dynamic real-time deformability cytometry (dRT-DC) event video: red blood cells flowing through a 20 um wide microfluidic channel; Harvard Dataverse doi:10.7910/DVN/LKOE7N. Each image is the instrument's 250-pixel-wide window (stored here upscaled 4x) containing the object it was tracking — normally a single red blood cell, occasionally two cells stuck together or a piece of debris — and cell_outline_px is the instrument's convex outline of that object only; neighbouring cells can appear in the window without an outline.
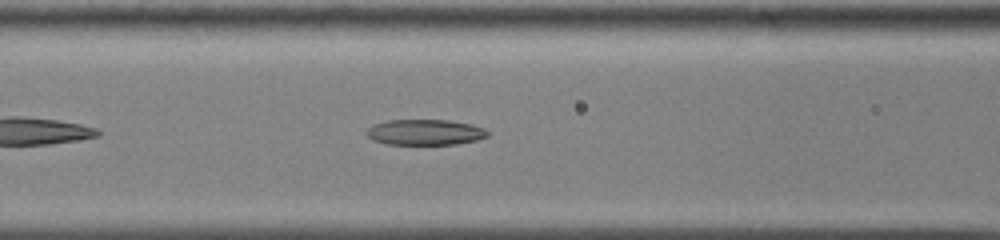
{"species": "common noctule bat (a hibernating species)", "species_latin": "Nyctalus noctula", "temperature_condition": "cold", "stored_images_in_passage": 41, "camera_frame_rate_fps": 3000, "um_per_image_px": 0.085, "animal": {"sex": "male", "body_mass_g": 13.0, "forearm_length_mm": 53.1}, "frame": {"image": 1, "passage_image": 9, "time_ms": 2.667, "image_size_px": [1000, 240], "cell_outline_px": [[488, 136], [476, 140], [456, 144], [388, 144], [372, 140], [368, 136], [368, 128], [372, 124], [388, 120], [448, 120], [472, 124], [484, 128], [488, 132]], "centroid_in_image_um": [36.13, 11.23], "position_along_channel_um": 130.5, "area_um2": 18.03}}
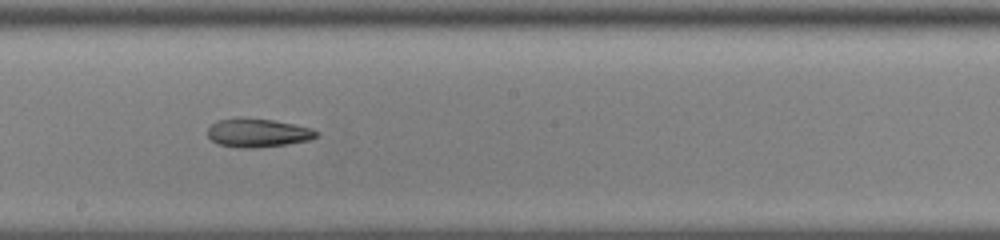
{"frame": {"image": 2, "passage_image": 17, "time_ms": 5.333, "image_size_px": [1000, 240], "cell_outline_px": [[320, 132], [316, 136], [308, 140], [288, 144], [252, 148], [240, 148], [216, 144], [208, 136], [208, 128], [212, 124], [220, 120], [240, 116], [272, 120], [312, 128]], "centroid_in_image_um": [21.89, 11.28], "position_along_channel_um": 226.3, "area_um2": 18.21}}
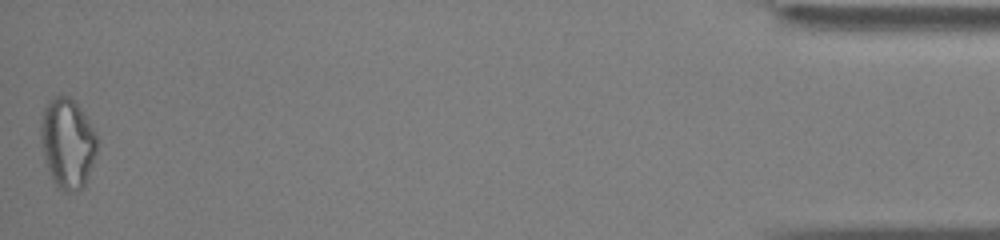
{"frame": {"image": 3, "passage_image": 41, "time_ms": 13.333, "image_size_px": [1000, 240], "cell_outline_px": [[100, 140], [88, 176], [84, 184], [76, 192], [64, 192], [56, 188], [44, 160], [40, 136], [40, 128], [44, 108], [56, 96], [68, 96], [80, 108], [96, 132]], "centroid_in_image_um": [5.75, 12.21], "position_along_channel_um": 429.5, "area_um2": 29.54}}